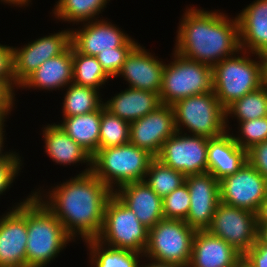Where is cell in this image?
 <instances>
[{
  "label": "cell",
  "instance_id": "6da1fadb",
  "mask_svg": "<svg viewBox=\"0 0 267 267\" xmlns=\"http://www.w3.org/2000/svg\"><path fill=\"white\" fill-rule=\"evenodd\" d=\"M39 188L31 192L61 221L74 242L99 236L104 222V208L113 192L92 172L76 174L69 180L54 184L48 191Z\"/></svg>",
  "mask_w": 267,
  "mask_h": 267
},
{
  "label": "cell",
  "instance_id": "7a4b0ae2",
  "mask_svg": "<svg viewBox=\"0 0 267 267\" xmlns=\"http://www.w3.org/2000/svg\"><path fill=\"white\" fill-rule=\"evenodd\" d=\"M187 8L176 31V53L213 67L241 50L236 16L230 18L220 10Z\"/></svg>",
  "mask_w": 267,
  "mask_h": 267
},
{
  "label": "cell",
  "instance_id": "3957f363",
  "mask_svg": "<svg viewBox=\"0 0 267 267\" xmlns=\"http://www.w3.org/2000/svg\"><path fill=\"white\" fill-rule=\"evenodd\" d=\"M26 267H46L74 240L33 192L27 196Z\"/></svg>",
  "mask_w": 267,
  "mask_h": 267
},
{
  "label": "cell",
  "instance_id": "277c9868",
  "mask_svg": "<svg viewBox=\"0 0 267 267\" xmlns=\"http://www.w3.org/2000/svg\"><path fill=\"white\" fill-rule=\"evenodd\" d=\"M212 80L213 92L226 109L263 85L261 56L241 49L212 67Z\"/></svg>",
  "mask_w": 267,
  "mask_h": 267
},
{
  "label": "cell",
  "instance_id": "5b68a950",
  "mask_svg": "<svg viewBox=\"0 0 267 267\" xmlns=\"http://www.w3.org/2000/svg\"><path fill=\"white\" fill-rule=\"evenodd\" d=\"M154 157L132 143L99 148L92 156V173L112 192L120 186L142 181Z\"/></svg>",
  "mask_w": 267,
  "mask_h": 267
},
{
  "label": "cell",
  "instance_id": "8992f818",
  "mask_svg": "<svg viewBox=\"0 0 267 267\" xmlns=\"http://www.w3.org/2000/svg\"><path fill=\"white\" fill-rule=\"evenodd\" d=\"M172 107L177 132L210 139L227 131L225 109L213 91L180 99Z\"/></svg>",
  "mask_w": 267,
  "mask_h": 267
},
{
  "label": "cell",
  "instance_id": "52a82bcc",
  "mask_svg": "<svg viewBox=\"0 0 267 267\" xmlns=\"http://www.w3.org/2000/svg\"><path fill=\"white\" fill-rule=\"evenodd\" d=\"M171 58L173 61L165 63L159 93L163 105L213 91L211 66L187 59L174 50Z\"/></svg>",
  "mask_w": 267,
  "mask_h": 267
},
{
  "label": "cell",
  "instance_id": "ba28073f",
  "mask_svg": "<svg viewBox=\"0 0 267 267\" xmlns=\"http://www.w3.org/2000/svg\"><path fill=\"white\" fill-rule=\"evenodd\" d=\"M149 229L114 194L106 202L100 243L117 249L135 251L144 255L148 245Z\"/></svg>",
  "mask_w": 267,
  "mask_h": 267
},
{
  "label": "cell",
  "instance_id": "9c48e42d",
  "mask_svg": "<svg viewBox=\"0 0 267 267\" xmlns=\"http://www.w3.org/2000/svg\"><path fill=\"white\" fill-rule=\"evenodd\" d=\"M195 233L184 220L163 218L149 229L144 258L188 267Z\"/></svg>",
  "mask_w": 267,
  "mask_h": 267
},
{
  "label": "cell",
  "instance_id": "30bf717a",
  "mask_svg": "<svg viewBox=\"0 0 267 267\" xmlns=\"http://www.w3.org/2000/svg\"><path fill=\"white\" fill-rule=\"evenodd\" d=\"M207 231L244 255L256 242V214L219 202Z\"/></svg>",
  "mask_w": 267,
  "mask_h": 267
},
{
  "label": "cell",
  "instance_id": "8fae6325",
  "mask_svg": "<svg viewBox=\"0 0 267 267\" xmlns=\"http://www.w3.org/2000/svg\"><path fill=\"white\" fill-rule=\"evenodd\" d=\"M208 138L176 132L163 144L156 157L185 176L207 172Z\"/></svg>",
  "mask_w": 267,
  "mask_h": 267
},
{
  "label": "cell",
  "instance_id": "7c38bea8",
  "mask_svg": "<svg viewBox=\"0 0 267 267\" xmlns=\"http://www.w3.org/2000/svg\"><path fill=\"white\" fill-rule=\"evenodd\" d=\"M219 192L220 202L256 213L267 197V179L246 162L219 181Z\"/></svg>",
  "mask_w": 267,
  "mask_h": 267
},
{
  "label": "cell",
  "instance_id": "4fadbf2b",
  "mask_svg": "<svg viewBox=\"0 0 267 267\" xmlns=\"http://www.w3.org/2000/svg\"><path fill=\"white\" fill-rule=\"evenodd\" d=\"M67 29L38 37L19 48L13 47L14 79L18 85L43 62L59 56L71 46V31Z\"/></svg>",
  "mask_w": 267,
  "mask_h": 267
},
{
  "label": "cell",
  "instance_id": "5bb4252c",
  "mask_svg": "<svg viewBox=\"0 0 267 267\" xmlns=\"http://www.w3.org/2000/svg\"><path fill=\"white\" fill-rule=\"evenodd\" d=\"M0 215V267H26L27 198Z\"/></svg>",
  "mask_w": 267,
  "mask_h": 267
},
{
  "label": "cell",
  "instance_id": "9a60e30c",
  "mask_svg": "<svg viewBox=\"0 0 267 267\" xmlns=\"http://www.w3.org/2000/svg\"><path fill=\"white\" fill-rule=\"evenodd\" d=\"M176 132L173 107L162 104L130 123L129 142L157 157L164 142Z\"/></svg>",
  "mask_w": 267,
  "mask_h": 267
},
{
  "label": "cell",
  "instance_id": "2e32d148",
  "mask_svg": "<svg viewBox=\"0 0 267 267\" xmlns=\"http://www.w3.org/2000/svg\"><path fill=\"white\" fill-rule=\"evenodd\" d=\"M185 183L190 194L185 222L195 231L207 230L220 202L219 180L206 172L186 176Z\"/></svg>",
  "mask_w": 267,
  "mask_h": 267
},
{
  "label": "cell",
  "instance_id": "e0dca14e",
  "mask_svg": "<svg viewBox=\"0 0 267 267\" xmlns=\"http://www.w3.org/2000/svg\"><path fill=\"white\" fill-rule=\"evenodd\" d=\"M80 27L70 29L71 46L85 55L96 56L102 51H114L131 39L125 31L103 17L81 23Z\"/></svg>",
  "mask_w": 267,
  "mask_h": 267
},
{
  "label": "cell",
  "instance_id": "ac0fdd59",
  "mask_svg": "<svg viewBox=\"0 0 267 267\" xmlns=\"http://www.w3.org/2000/svg\"><path fill=\"white\" fill-rule=\"evenodd\" d=\"M166 62L138 44L127 56L116 76L124 78L130 88L160 93Z\"/></svg>",
  "mask_w": 267,
  "mask_h": 267
},
{
  "label": "cell",
  "instance_id": "d6986e66",
  "mask_svg": "<svg viewBox=\"0 0 267 267\" xmlns=\"http://www.w3.org/2000/svg\"><path fill=\"white\" fill-rule=\"evenodd\" d=\"M113 194L132 210L138 220L148 229L164 218L162 198L150 188L145 180L124 184Z\"/></svg>",
  "mask_w": 267,
  "mask_h": 267
},
{
  "label": "cell",
  "instance_id": "ffe728a7",
  "mask_svg": "<svg viewBox=\"0 0 267 267\" xmlns=\"http://www.w3.org/2000/svg\"><path fill=\"white\" fill-rule=\"evenodd\" d=\"M44 126L41 129L44 148L53 162L60 166L86 164L87 168L85 167L78 174H87L92 171V156L61 129L57 122Z\"/></svg>",
  "mask_w": 267,
  "mask_h": 267
},
{
  "label": "cell",
  "instance_id": "44dd1931",
  "mask_svg": "<svg viewBox=\"0 0 267 267\" xmlns=\"http://www.w3.org/2000/svg\"><path fill=\"white\" fill-rule=\"evenodd\" d=\"M240 48L261 55L267 51V0H254L236 14Z\"/></svg>",
  "mask_w": 267,
  "mask_h": 267
},
{
  "label": "cell",
  "instance_id": "7402d4cb",
  "mask_svg": "<svg viewBox=\"0 0 267 267\" xmlns=\"http://www.w3.org/2000/svg\"><path fill=\"white\" fill-rule=\"evenodd\" d=\"M243 255L207 230L196 231L188 267H235Z\"/></svg>",
  "mask_w": 267,
  "mask_h": 267
},
{
  "label": "cell",
  "instance_id": "603a6c76",
  "mask_svg": "<svg viewBox=\"0 0 267 267\" xmlns=\"http://www.w3.org/2000/svg\"><path fill=\"white\" fill-rule=\"evenodd\" d=\"M73 82L72 46L57 57L43 62L18 89L57 91ZM64 88V89H63Z\"/></svg>",
  "mask_w": 267,
  "mask_h": 267
},
{
  "label": "cell",
  "instance_id": "cb8c5ba5",
  "mask_svg": "<svg viewBox=\"0 0 267 267\" xmlns=\"http://www.w3.org/2000/svg\"><path fill=\"white\" fill-rule=\"evenodd\" d=\"M246 162L247 151L235 142L229 131L219 137L208 138L207 172L217 180L234 174Z\"/></svg>",
  "mask_w": 267,
  "mask_h": 267
},
{
  "label": "cell",
  "instance_id": "d4e9b609",
  "mask_svg": "<svg viewBox=\"0 0 267 267\" xmlns=\"http://www.w3.org/2000/svg\"><path fill=\"white\" fill-rule=\"evenodd\" d=\"M104 101L106 110L129 123L144 117L162 105L158 93L130 87H126L125 90Z\"/></svg>",
  "mask_w": 267,
  "mask_h": 267
},
{
  "label": "cell",
  "instance_id": "484cf974",
  "mask_svg": "<svg viewBox=\"0 0 267 267\" xmlns=\"http://www.w3.org/2000/svg\"><path fill=\"white\" fill-rule=\"evenodd\" d=\"M60 122L57 123L59 127L91 156L98 151L101 108L82 115L64 117Z\"/></svg>",
  "mask_w": 267,
  "mask_h": 267
},
{
  "label": "cell",
  "instance_id": "4316f807",
  "mask_svg": "<svg viewBox=\"0 0 267 267\" xmlns=\"http://www.w3.org/2000/svg\"><path fill=\"white\" fill-rule=\"evenodd\" d=\"M84 243L89 252L91 267H139L144 258L141 253L112 248L100 243L97 239H89Z\"/></svg>",
  "mask_w": 267,
  "mask_h": 267
},
{
  "label": "cell",
  "instance_id": "83f0119b",
  "mask_svg": "<svg viewBox=\"0 0 267 267\" xmlns=\"http://www.w3.org/2000/svg\"><path fill=\"white\" fill-rule=\"evenodd\" d=\"M110 0H58L52 9L56 20L79 25L97 20Z\"/></svg>",
  "mask_w": 267,
  "mask_h": 267
},
{
  "label": "cell",
  "instance_id": "f1b7e54d",
  "mask_svg": "<svg viewBox=\"0 0 267 267\" xmlns=\"http://www.w3.org/2000/svg\"><path fill=\"white\" fill-rule=\"evenodd\" d=\"M267 116V87L262 85L258 89L249 92L242 98L233 102L225 109L226 130L231 131L229 118L237 120V123L259 119Z\"/></svg>",
  "mask_w": 267,
  "mask_h": 267
},
{
  "label": "cell",
  "instance_id": "f546056e",
  "mask_svg": "<svg viewBox=\"0 0 267 267\" xmlns=\"http://www.w3.org/2000/svg\"><path fill=\"white\" fill-rule=\"evenodd\" d=\"M100 93L95 88L70 83L65 88L62 118L82 115L100 109L104 102Z\"/></svg>",
  "mask_w": 267,
  "mask_h": 267
},
{
  "label": "cell",
  "instance_id": "4dcf8cb0",
  "mask_svg": "<svg viewBox=\"0 0 267 267\" xmlns=\"http://www.w3.org/2000/svg\"><path fill=\"white\" fill-rule=\"evenodd\" d=\"M73 83L95 88L101 87L112 79L102 68L95 56L85 55L72 47Z\"/></svg>",
  "mask_w": 267,
  "mask_h": 267
},
{
  "label": "cell",
  "instance_id": "1f68e13d",
  "mask_svg": "<svg viewBox=\"0 0 267 267\" xmlns=\"http://www.w3.org/2000/svg\"><path fill=\"white\" fill-rule=\"evenodd\" d=\"M185 178L183 173L164 165L154 157L149 164L144 180L163 199L183 185Z\"/></svg>",
  "mask_w": 267,
  "mask_h": 267
},
{
  "label": "cell",
  "instance_id": "d6a6232c",
  "mask_svg": "<svg viewBox=\"0 0 267 267\" xmlns=\"http://www.w3.org/2000/svg\"><path fill=\"white\" fill-rule=\"evenodd\" d=\"M130 123L101 107L99 148L115 147L129 143Z\"/></svg>",
  "mask_w": 267,
  "mask_h": 267
},
{
  "label": "cell",
  "instance_id": "836d02e7",
  "mask_svg": "<svg viewBox=\"0 0 267 267\" xmlns=\"http://www.w3.org/2000/svg\"><path fill=\"white\" fill-rule=\"evenodd\" d=\"M237 134L232 136L235 142L246 151L252 146L267 140V116L249 121H242L238 124Z\"/></svg>",
  "mask_w": 267,
  "mask_h": 267
},
{
  "label": "cell",
  "instance_id": "e575fe53",
  "mask_svg": "<svg viewBox=\"0 0 267 267\" xmlns=\"http://www.w3.org/2000/svg\"><path fill=\"white\" fill-rule=\"evenodd\" d=\"M165 219L186 220L190 207V194L186 183L162 199Z\"/></svg>",
  "mask_w": 267,
  "mask_h": 267
},
{
  "label": "cell",
  "instance_id": "d590c367",
  "mask_svg": "<svg viewBox=\"0 0 267 267\" xmlns=\"http://www.w3.org/2000/svg\"><path fill=\"white\" fill-rule=\"evenodd\" d=\"M139 43L131 38L124 46L114 48V51L100 52L96 59L101 64L104 71L115 78L122 68L127 56Z\"/></svg>",
  "mask_w": 267,
  "mask_h": 267
},
{
  "label": "cell",
  "instance_id": "8d00e7d4",
  "mask_svg": "<svg viewBox=\"0 0 267 267\" xmlns=\"http://www.w3.org/2000/svg\"><path fill=\"white\" fill-rule=\"evenodd\" d=\"M20 153L15 152L8 160L0 162V196L8 191L24 166Z\"/></svg>",
  "mask_w": 267,
  "mask_h": 267
},
{
  "label": "cell",
  "instance_id": "74e56055",
  "mask_svg": "<svg viewBox=\"0 0 267 267\" xmlns=\"http://www.w3.org/2000/svg\"><path fill=\"white\" fill-rule=\"evenodd\" d=\"M0 79L13 91L19 88L14 79L13 46L0 43Z\"/></svg>",
  "mask_w": 267,
  "mask_h": 267
},
{
  "label": "cell",
  "instance_id": "f35d334b",
  "mask_svg": "<svg viewBox=\"0 0 267 267\" xmlns=\"http://www.w3.org/2000/svg\"><path fill=\"white\" fill-rule=\"evenodd\" d=\"M247 162L267 179V140L247 150Z\"/></svg>",
  "mask_w": 267,
  "mask_h": 267
},
{
  "label": "cell",
  "instance_id": "ab89813d",
  "mask_svg": "<svg viewBox=\"0 0 267 267\" xmlns=\"http://www.w3.org/2000/svg\"><path fill=\"white\" fill-rule=\"evenodd\" d=\"M16 92L13 91L3 80L0 79V113L5 117L11 115L15 107Z\"/></svg>",
  "mask_w": 267,
  "mask_h": 267
},
{
  "label": "cell",
  "instance_id": "60d3db41",
  "mask_svg": "<svg viewBox=\"0 0 267 267\" xmlns=\"http://www.w3.org/2000/svg\"><path fill=\"white\" fill-rule=\"evenodd\" d=\"M253 267H267V246L257 242L243 255Z\"/></svg>",
  "mask_w": 267,
  "mask_h": 267
},
{
  "label": "cell",
  "instance_id": "b9f144b4",
  "mask_svg": "<svg viewBox=\"0 0 267 267\" xmlns=\"http://www.w3.org/2000/svg\"><path fill=\"white\" fill-rule=\"evenodd\" d=\"M7 118H5L1 123H0V162H4L6 160H8L16 151H4L6 149H4V141L6 140V136H5V127L6 125L4 124ZM5 126V127H4ZM4 151V152H3Z\"/></svg>",
  "mask_w": 267,
  "mask_h": 267
},
{
  "label": "cell",
  "instance_id": "7bdbcfd3",
  "mask_svg": "<svg viewBox=\"0 0 267 267\" xmlns=\"http://www.w3.org/2000/svg\"><path fill=\"white\" fill-rule=\"evenodd\" d=\"M256 214V224H267V197L259 206Z\"/></svg>",
  "mask_w": 267,
  "mask_h": 267
},
{
  "label": "cell",
  "instance_id": "ee69618b",
  "mask_svg": "<svg viewBox=\"0 0 267 267\" xmlns=\"http://www.w3.org/2000/svg\"><path fill=\"white\" fill-rule=\"evenodd\" d=\"M256 242L267 246V224H257Z\"/></svg>",
  "mask_w": 267,
  "mask_h": 267
},
{
  "label": "cell",
  "instance_id": "f6af8a7d",
  "mask_svg": "<svg viewBox=\"0 0 267 267\" xmlns=\"http://www.w3.org/2000/svg\"><path fill=\"white\" fill-rule=\"evenodd\" d=\"M145 260V261H144ZM142 262H148V263H140L139 267H185L180 264H174V263H160L155 262L153 260H146L144 259Z\"/></svg>",
  "mask_w": 267,
  "mask_h": 267
},
{
  "label": "cell",
  "instance_id": "bcb514c9",
  "mask_svg": "<svg viewBox=\"0 0 267 267\" xmlns=\"http://www.w3.org/2000/svg\"><path fill=\"white\" fill-rule=\"evenodd\" d=\"M260 56L262 62V84L267 87V51Z\"/></svg>",
  "mask_w": 267,
  "mask_h": 267
},
{
  "label": "cell",
  "instance_id": "7dc6e473",
  "mask_svg": "<svg viewBox=\"0 0 267 267\" xmlns=\"http://www.w3.org/2000/svg\"><path fill=\"white\" fill-rule=\"evenodd\" d=\"M0 2L6 5L8 4L10 5V7L15 6V7H20V8L22 7L25 8V6L28 7L30 5L31 0H0Z\"/></svg>",
  "mask_w": 267,
  "mask_h": 267
},
{
  "label": "cell",
  "instance_id": "c3c4849f",
  "mask_svg": "<svg viewBox=\"0 0 267 267\" xmlns=\"http://www.w3.org/2000/svg\"><path fill=\"white\" fill-rule=\"evenodd\" d=\"M235 267H253V265L247 261L243 256L237 261Z\"/></svg>",
  "mask_w": 267,
  "mask_h": 267
},
{
  "label": "cell",
  "instance_id": "681fc988",
  "mask_svg": "<svg viewBox=\"0 0 267 267\" xmlns=\"http://www.w3.org/2000/svg\"><path fill=\"white\" fill-rule=\"evenodd\" d=\"M5 119V117L0 113V123Z\"/></svg>",
  "mask_w": 267,
  "mask_h": 267
}]
</instances>
